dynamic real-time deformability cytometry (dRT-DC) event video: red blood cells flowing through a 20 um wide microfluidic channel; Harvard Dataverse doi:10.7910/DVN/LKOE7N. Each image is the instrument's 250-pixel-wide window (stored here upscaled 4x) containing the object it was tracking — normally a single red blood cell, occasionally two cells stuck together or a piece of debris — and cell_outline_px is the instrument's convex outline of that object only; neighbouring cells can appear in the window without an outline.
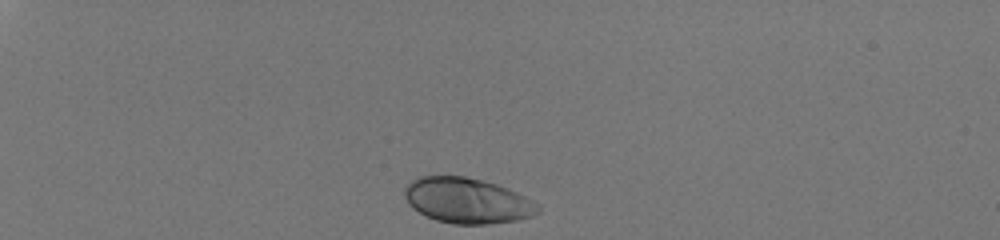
{"species": "human", "species_latin": "Homo sapiens", "temperature_condition": "room temperature", "stored_images_in_passage": 33, "camera_frame_rate_fps": 3000, "um_per_image_px": 0.085, "donor": {"sex": "male"}, "frame": {"image": 1, "passage_image": 1, "time_ms": 0.0, "image_size_px": [1000, 240], "cell_outline_px": [[540, 212], [532, 216], [520, 220], [488, 224], [452, 224], [436, 220], [412, 208], [408, 204], [404, 196], [404, 188], [412, 180], [420, 176], [464, 176], [496, 184], [508, 188], [540, 204]], "centroid_in_image_um": [39.73, 17.06], "position_along_channel_um": 45.3, "area_um2": 35.43}}
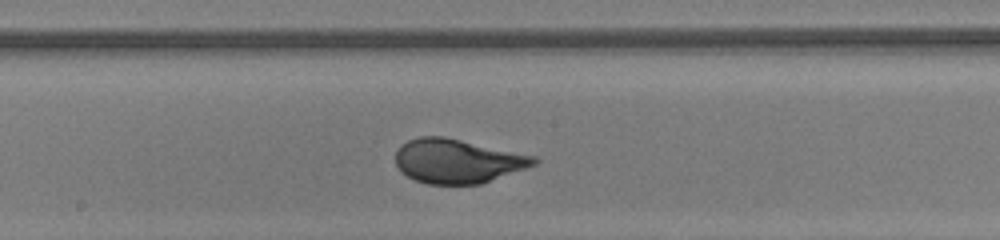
{"frame": {"image": 2, "passage_image": 19, "time_ms": 6.0, "image_size_px": [1000, 240], "cell_outline_px": [[540, 160], [536, 164], [480, 184], [428, 184], [416, 180], [400, 172], [396, 164], [396, 152], [400, 144], [408, 140], [420, 136], [444, 136], [536, 156]], "centroid_in_image_um": [38.86, 13.68], "position_along_channel_um": 209.3, "area_um2": 35.55}}
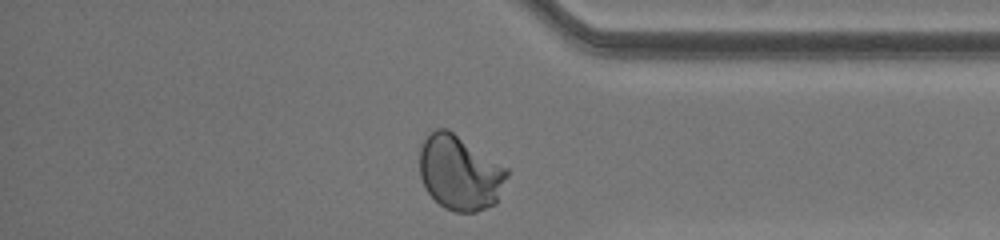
{"frame": {"image": 3, "passage_image": 33, "time_ms": 10.667, "image_size_px": [1000, 240], "cell_outline_px": [[508, 176], [496, 204], [476, 212], [456, 212], [444, 208], [428, 192], [420, 176], [420, 144], [436, 128], [448, 128], [508, 168]], "centroid_in_image_um": [39.1, 14.68], "position_along_channel_um": 396.1, "area_um2": 38.15}, "authors_computed_cell_mechanics": {"area_um2": 35.4314, "velocity_mm_per_s": 4.0648, "shape_relaxation_time_tau1_ms": 3.2996, "shape_relaxation_time_tau2_ms": null, "deformation_change_tau1": 0.1642, "deformation_change_tau2": null}}